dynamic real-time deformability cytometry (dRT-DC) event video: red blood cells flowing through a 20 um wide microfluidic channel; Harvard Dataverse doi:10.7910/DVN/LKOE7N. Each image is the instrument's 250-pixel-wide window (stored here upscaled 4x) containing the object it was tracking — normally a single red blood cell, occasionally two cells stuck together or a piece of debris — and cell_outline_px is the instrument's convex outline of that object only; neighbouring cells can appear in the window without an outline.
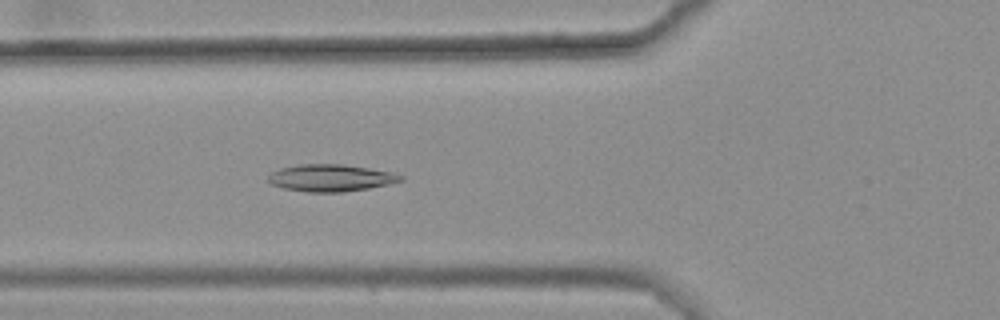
{"species": "common noctule bat (a hibernating species)", "species_latin": "Nyctalus noctula", "temperature_condition": "warm", "stored_images_in_passage": 46, "camera_frame_rate_fps": 3000, "um_per_image_px": 0.085, "animal": {"sex": "female", "body_mass_g": 25.1}, "frame": {"image": 1, "passage_image": 19, "time_ms": 6.0, "image_size_px": [1000, 320], "cell_outline_px": [[404, 180], [388, 184], [368, 188], [340, 192], [308, 192], [284, 188], [272, 184], [268, 180], [268, 176], [272, 172], [280, 168], [300, 164], [344, 164], [392, 172], [404, 176]], "centroid_in_image_um": [28.12, 15.11], "position_along_channel_um": 97.7, "area_um2": 20.75}}
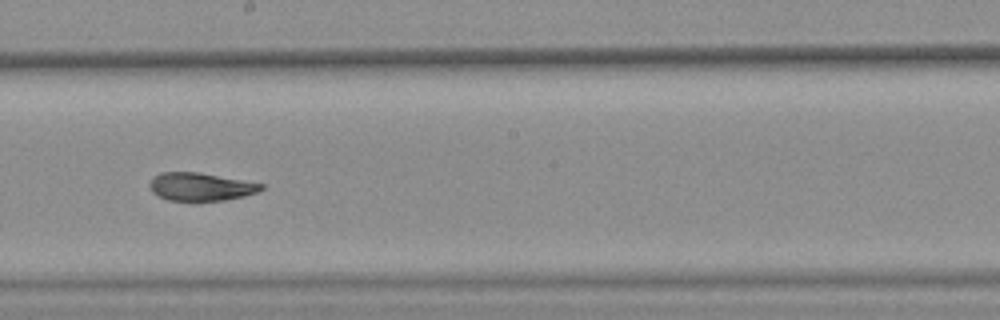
{"frame": {"image": 2, "passage_image": 30, "time_ms": 9.667, "image_size_px": [1000, 320], "cell_outline_px": [[264, 188], [256, 192], [244, 196], [224, 200], [196, 204], [168, 200], [152, 192], [148, 184], [160, 172], [200, 172], [264, 184]], "centroid_in_image_um": [17.04, 15.91], "position_along_channel_um": 231.2, "area_um2": 18.79}}
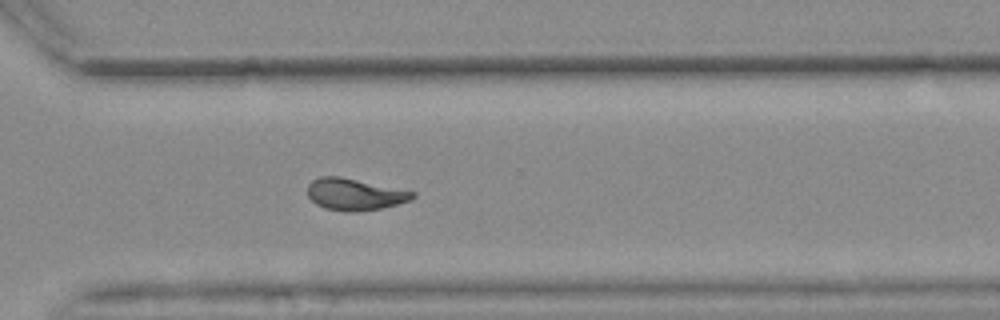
{"frame": {"image": 3, "passage_image": 39, "time_ms": 12.667, "image_size_px": [1000, 320], "cell_outline_px": [[416, 196], [408, 200], [396, 204], [380, 208], [352, 212], [344, 212], [324, 208], [316, 204], [308, 196], [308, 184], [312, 180], [320, 176], [340, 176], [416, 192]], "centroid_in_image_um": [30.11, 16.51], "position_along_channel_um": 340.5, "area_um2": 19.31}, "authors_computed_cell_mechanics": {"area_um2": 19.5653, "velocity_mm_per_s": 3.6353, "shape_relaxation_time_tau1_ms": 7.0711, "shape_relaxation_time_tau2_ms": 3.2193, "deformation_change_tau1": 0.2077, "deformation_change_tau2": 0.0903}}